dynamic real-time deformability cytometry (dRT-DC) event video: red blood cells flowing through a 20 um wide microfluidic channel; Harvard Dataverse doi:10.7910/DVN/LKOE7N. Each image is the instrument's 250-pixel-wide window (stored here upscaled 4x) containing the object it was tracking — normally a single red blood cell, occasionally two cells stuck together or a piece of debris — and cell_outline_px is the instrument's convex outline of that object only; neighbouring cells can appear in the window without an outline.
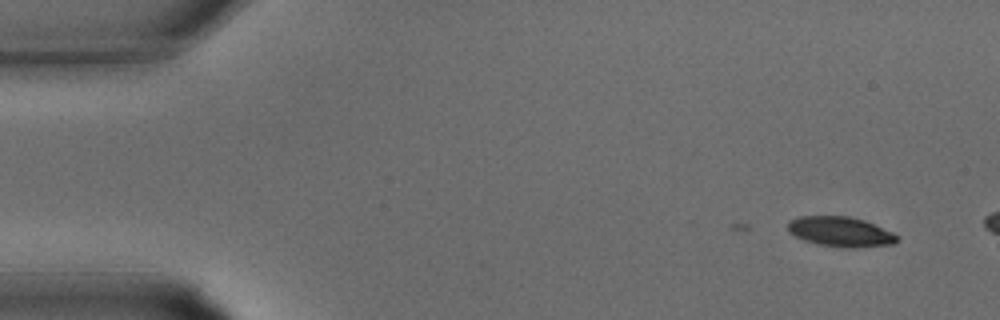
{"species": "common noctule bat (a hibernating species)", "species_latin": "Nyctalus noctula", "temperature_condition": "warm", "stored_images_in_passage": 2, "camera_frame_rate_fps": 3000, "um_per_image_px": 0.085, "animal": {"sex": "male", "body_mass_g": 15.6}, "frame": {"image": 1, "passage_image": 2, "time_ms": 0.333, "image_size_px": [1000, 320], "cell_outline_px": [[896, 240], [892, 244], [856, 248], [844, 248], [820, 244], [804, 240], [788, 232], [788, 220], [800, 216], [848, 216], [864, 220], [892, 232], [896, 236]], "centroid_in_image_um": [71.4, 19.69], "position_along_channel_um": 13.6, "area_um2": 18.9}}